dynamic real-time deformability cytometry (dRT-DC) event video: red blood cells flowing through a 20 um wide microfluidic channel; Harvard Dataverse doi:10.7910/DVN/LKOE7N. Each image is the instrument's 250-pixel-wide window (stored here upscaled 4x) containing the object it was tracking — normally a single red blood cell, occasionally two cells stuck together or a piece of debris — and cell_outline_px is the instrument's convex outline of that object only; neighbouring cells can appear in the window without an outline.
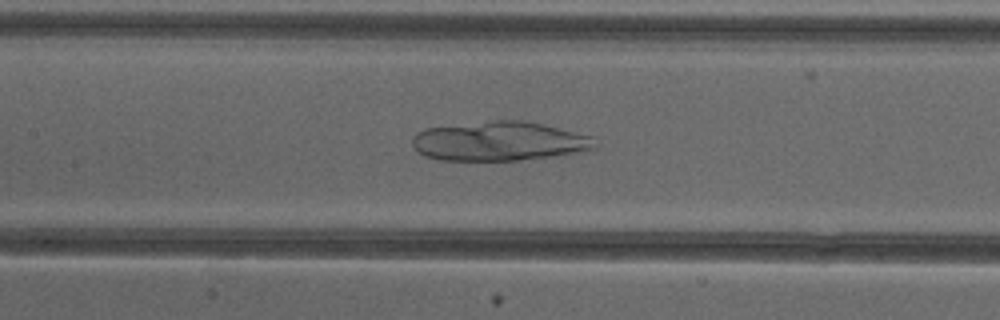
{"species": "common noctule bat (a hibernating species)", "species_latin": "Nyctalus noctula", "temperature_condition": "cold", "stored_images_in_passage": 50, "camera_frame_rate_fps": 3000, "um_per_image_px": 0.085, "animal": {"sex": "female"}, "frame": {"image": 1, "passage_image": 23, "time_ms": 7.333, "image_size_px": [1000, 320], "cell_outline_px": [[600, 144], [596, 148], [576, 152], [520, 160], [440, 160], [424, 156], [412, 144], [412, 136], [416, 132], [424, 128], [496, 120], [524, 120], [592, 136]], "centroid_in_image_um": [42.42, 12.0], "position_along_channel_um": 165.0, "area_um2": 41.62}}
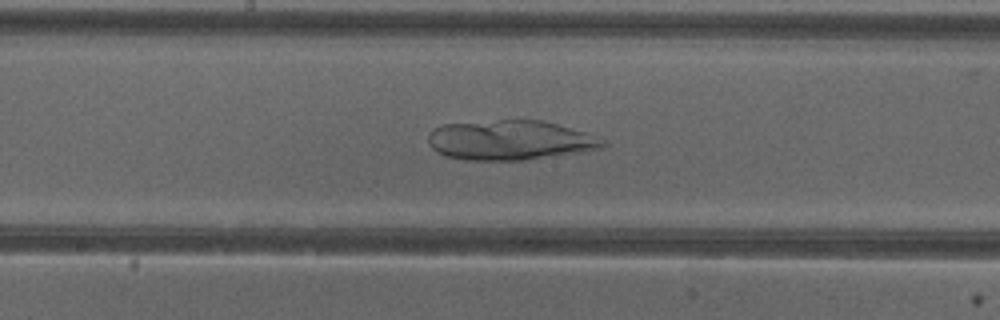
{"frame": {"image": 2, "passage_image": 26, "time_ms": 8.333, "image_size_px": [1000, 320], "cell_outline_px": [[608, 144], [604, 148], [584, 152], [524, 160], [464, 160], [444, 156], [436, 152], [428, 144], [428, 132], [432, 128], [440, 124], [500, 120], [544, 120], [588, 132], [604, 140]], "centroid_in_image_um": [43.37, 11.91], "position_along_channel_um": 204.8, "area_um2": 41.21}}
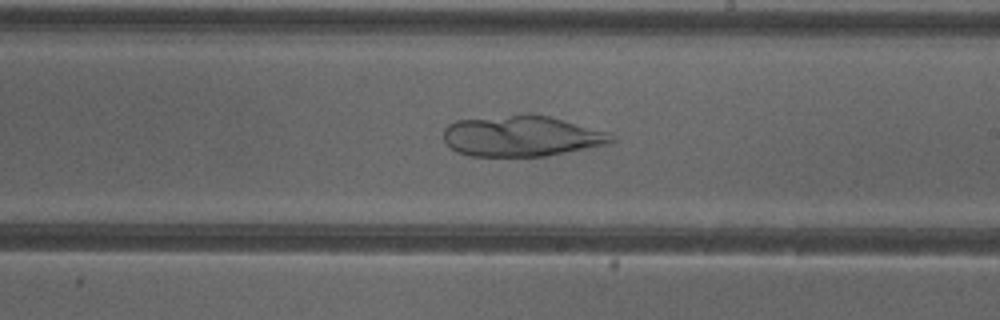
{"frame": {"image": 3, "passage_image": 29, "time_ms": 9.333, "image_size_px": [1000, 320], "cell_outline_px": [[616, 140], [604, 144], [544, 156], [472, 156], [456, 152], [444, 140], [444, 128], [448, 124], [456, 120], [528, 112], [532, 112], [548, 116], [608, 132], [616, 136]], "centroid_in_image_um": [44.28, 11.54], "position_along_channel_um": 244.7, "area_um2": 40.0}}